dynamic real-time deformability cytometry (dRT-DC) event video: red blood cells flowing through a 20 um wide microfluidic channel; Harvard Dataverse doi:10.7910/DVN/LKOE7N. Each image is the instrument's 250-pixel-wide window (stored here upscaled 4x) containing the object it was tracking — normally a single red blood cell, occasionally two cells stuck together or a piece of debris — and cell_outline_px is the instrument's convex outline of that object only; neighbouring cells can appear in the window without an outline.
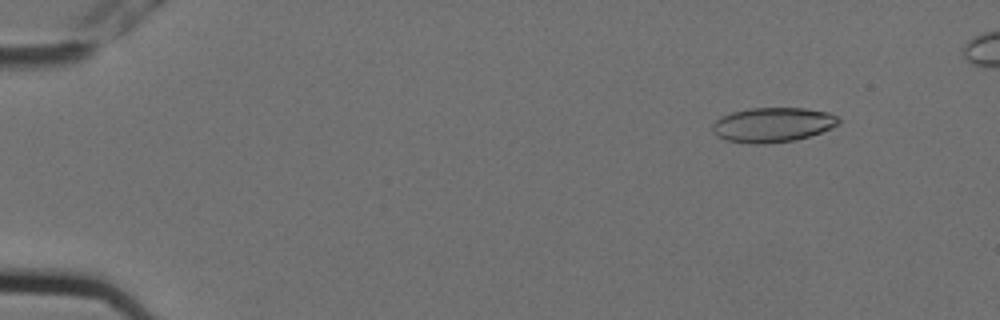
{"species": "Egyptian fruit bat (a non-hibernating species)", "species_latin": "Rousettus aegyptiacus", "temperature_condition": "cold", "stored_images_in_passage": 6, "camera_frame_rate_fps": 3000, "um_per_image_px": 0.085, "animal": {"sex": "female"}, "frame": {"image": 1, "passage_image": 2, "time_ms": 0.333, "image_size_px": [1000, 320], "cell_outline_px": [[840, 124], [832, 128], [796, 140], [768, 144], [752, 144], [724, 140], [716, 136], [712, 132], [712, 124], [716, 120], [732, 112], [748, 108], [804, 108], [828, 112], [836, 116], [840, 120]], "centroid_in_image_um": [65.66, 10.62], "position_along_channel_um": 19.3, "area_um2": 25.66}}